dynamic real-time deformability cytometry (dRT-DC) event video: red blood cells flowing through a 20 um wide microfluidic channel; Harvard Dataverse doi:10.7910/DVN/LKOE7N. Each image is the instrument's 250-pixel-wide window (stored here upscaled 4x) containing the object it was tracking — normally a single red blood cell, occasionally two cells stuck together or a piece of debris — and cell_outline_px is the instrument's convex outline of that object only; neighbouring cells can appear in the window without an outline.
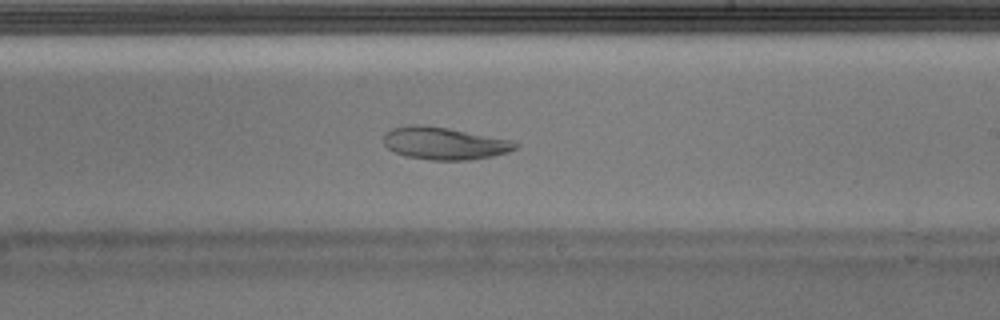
{"species": "Egyptian fruit bat (a non-hibernating species)", "species_latin": "Rousettus aegyptiacus", "temperature_condition": "warm", "stored_images_in_passage": 41, "camera_frame_rate_fps": 3000, "um_per_image_px": 0.085, "animal": {"sex": "male"}, "frame": {"image": 1, "passage_image": 24, "time_ms": 7.667, "image_size_px": [1000, 320], "cell_outline_px": [[520, 144], [516, 148], [508, 152], [492, 156], [472, 160], [432, 160], [408, 156], [396, 152], [388, 148], [384, 144], [384, 136], [392, 128], [412, 124], [420, 124], [448, 128], [512, 140]], "centroid_in_image_um": [37.8, 12.18], "position_along_channel_um": 251.2, "area_um2": 24.74}}